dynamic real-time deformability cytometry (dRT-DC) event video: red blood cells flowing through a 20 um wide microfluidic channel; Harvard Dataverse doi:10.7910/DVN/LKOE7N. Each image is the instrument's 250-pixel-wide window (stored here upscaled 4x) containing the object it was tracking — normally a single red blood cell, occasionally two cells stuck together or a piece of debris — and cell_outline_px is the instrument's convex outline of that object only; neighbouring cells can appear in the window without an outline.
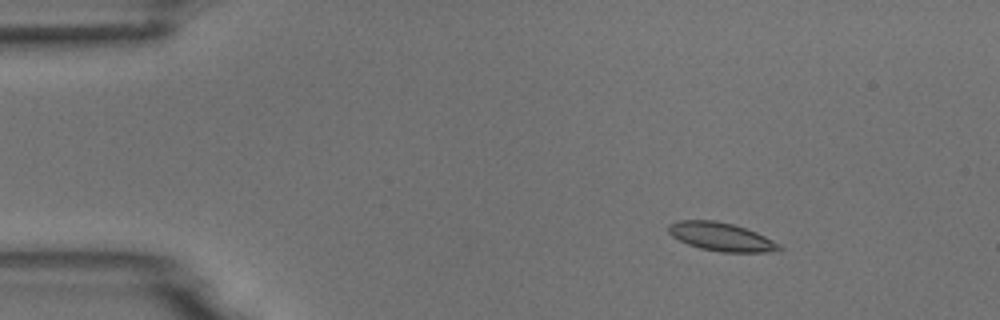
{"species": "common noctule bat (a hibernating species)", "species_latin": "Nyctalus noctula", "temperature_condition": "room temperature", "stored_images_in_passage": 5, "camera_frame_rate_fps": 3000, "um_per_image_px": 0.085, "animal": {"sex": "male", "body_mass_g": 18.8}, "frame": {"image": 1, "passage_image": 2, "time_ms": 0.333, "image_size_px": [1000, 320], "cell_outline_px": [[784, 248], [780, 252], [720, 252], [700, 248], [688, 244], [672, 236], [668, 232], [668, 224], [676, 220], [712, 220], [732, 224], [756, 232], [780, 244]], "centroid_in_image_um": [61.32, 20.13], "position_along_channel_um": 23.7, "area_um2": 18.38}}
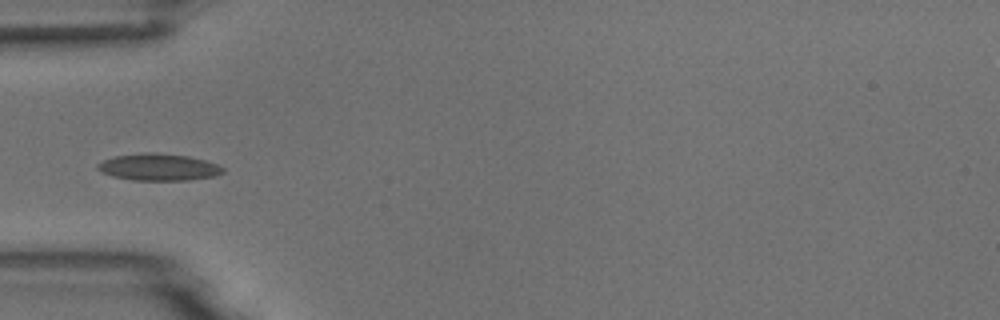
{"frame": {"image": 2, "passage_image": 5, "time_ms": 1.333, "image_size_px": [1000, 320], "cell_outline_px": [[224, 172], [216, 176], [188, 180], [132, 180], [112, 176], [100, 172], [96, 168], [96, 164], [112, 156], [144, 152], [152, 152], [188, 156], [204, 160], [216, 164], [224, 168]], "centroid_in_image_um": [13.44, 14.2], "position_along_channel_um": 71.6, "area_um2": 19.77}}